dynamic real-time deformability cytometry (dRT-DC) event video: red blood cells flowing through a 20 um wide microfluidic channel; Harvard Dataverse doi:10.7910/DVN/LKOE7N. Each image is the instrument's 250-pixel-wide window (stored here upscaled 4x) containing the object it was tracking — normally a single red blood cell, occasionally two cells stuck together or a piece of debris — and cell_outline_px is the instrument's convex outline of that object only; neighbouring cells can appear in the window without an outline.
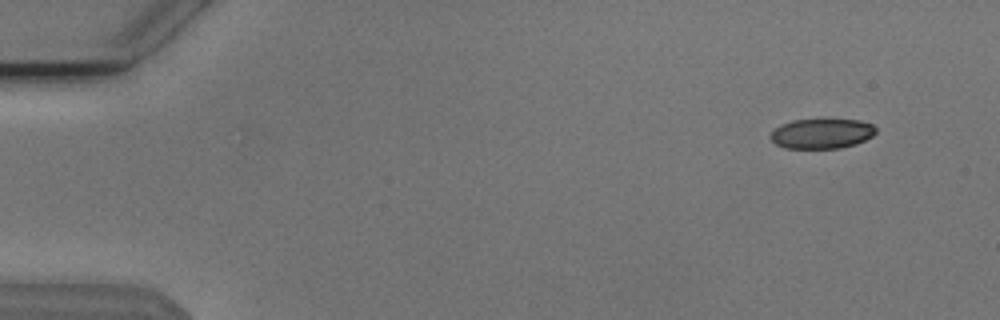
{"species": "Egyptian fruit bat (a non-hibernating species)", "species_latin": "Rousettus aegyptiacus", "temperature_condition": "cold", "stored_images_in_passage": 51, "camera_frame_rate_fps": 3000, "um_per_image_px": 0.085, "animal": {"sex": "male"}, "frame": {"image": 1, "passage_image": 2, "time_ms": 0.333, "image_size_px": [1000, 320], "cell_outline_px": [[876, 132], [872, 136], [856, 144], [840, 148], [784, 148], [776, 144], [768, 136], [780, 124], [792, 120], [820, 116], [860, 120], [872, 124], [876, 128]], "centroid_in_image_um": [69.85, 11.29], "position_along_channel_um": 15.2, "area_um2": 19.31}}
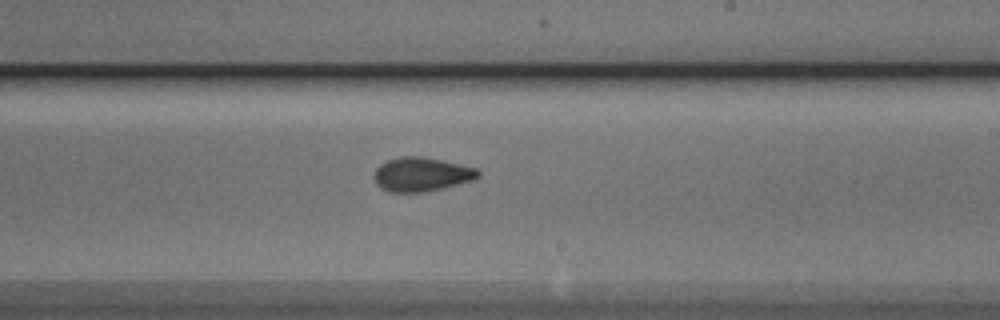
{"frame": {"image": 2, "passage_image": 30, "time_ms": 9.667, "image_size_px": [1000, 320], "cell_outline_px": [[480, 176], [476, 180], [428, 192], [388, 192], [380, 188], [376, 184], [376, 168], [380, 164], [388, 160], [400, 156], [420, 156], [460, 164], [476, 168], [480, 172]], "centroid_in_image_um": [35.87, 14.83], "position_along_channel_um": 253.1, "area_um2": 20.75}}
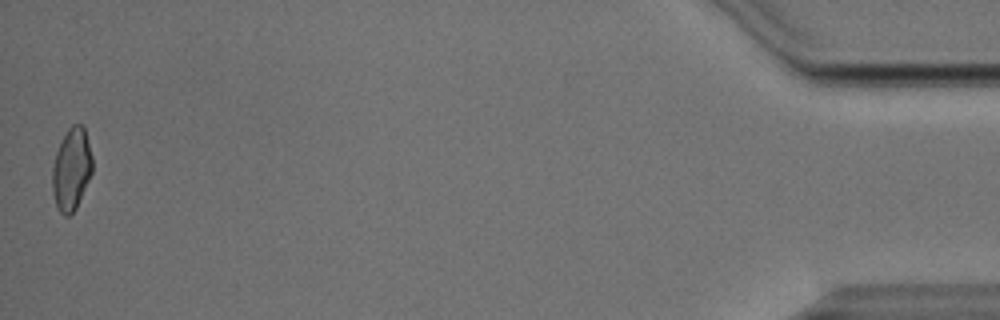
{"frame": {"image": 3, "passage_image": 51, "time_ms": 16.667, "image_size_px": [1000, 320], "cell_outline_px": [[92, 172], [76, 208], [68, 216], [64, 216], [60, 212], [56, 204], [52, 192], [52, 168], [56, 152], [68, 128], [72, 124], [80, 124], [84, 128], [92, 156]], "centroid_in_image_um": [6.07, 14.39], "position_along_channel_um": 429.1, "area_um2": 18.96}, "authors_computed_cell_mechanics": {"area_um2": 19.941, "velocity_mm_per_s": 3.8368, "shape_relaxation_time_tau1_ms": 3.5971, "shape_relaxation_time_tau2_ms": 2.1106, "deformation_change_tau1": 0.114, "deformation_change_tau2": 0.0701}}